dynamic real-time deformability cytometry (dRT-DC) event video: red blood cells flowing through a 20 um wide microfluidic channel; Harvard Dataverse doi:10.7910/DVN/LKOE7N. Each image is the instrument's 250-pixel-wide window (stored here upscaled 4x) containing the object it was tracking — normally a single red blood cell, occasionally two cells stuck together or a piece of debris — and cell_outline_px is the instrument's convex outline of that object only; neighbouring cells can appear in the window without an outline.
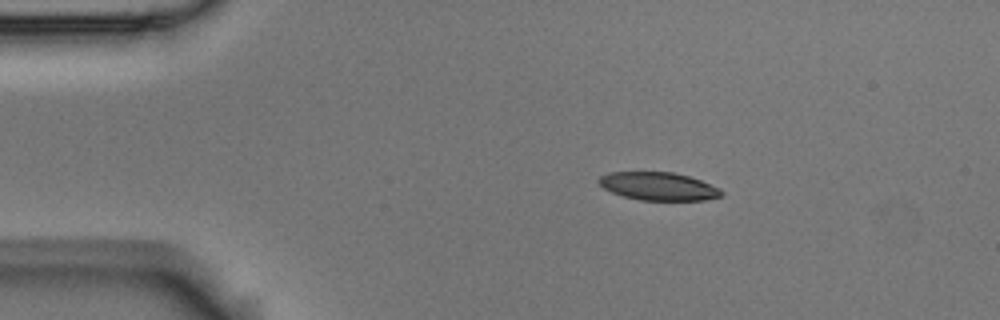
{"species": "Egyptian fruit bat (a non-hibernating species)", "species_latin": "Rousettus aegyptiacus", "temperature_condition": "room temperature", "stored_images_in_passage": 2, "camera_frame_rate_fps": 3000, "um_per_image_px": 0.085, "animal": {"sex": "male"}, "frame": {"image": 1, "passage_image": 1, "time_ms": 0.0, "image_size_px": [1000, 320], "cell_outline_px": [[724, 192], [720, 196], [704, 200], [640, 200], [624, 196], [612, 192], [604, 188], [596, 180], [600, 176], [608, 172], [672, 172], [688, 176], [700, 180], [720, 188]], "centroid_in_image_um": [55.95, 15.83], "position_along_channel_um": 29.0, "area_um2": 19.94}}